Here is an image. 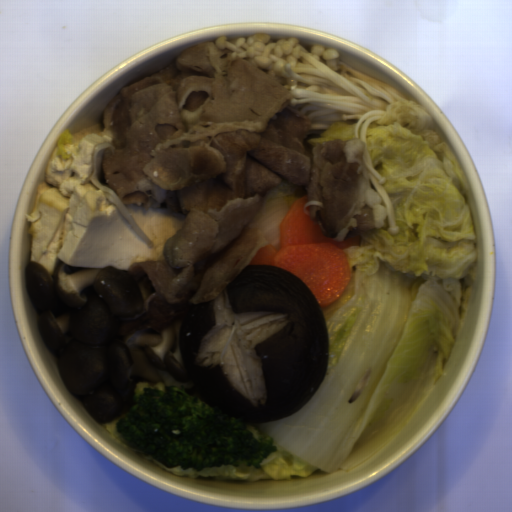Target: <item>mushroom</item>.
I'll use <instances>...</instances> for the list:
<instances>
[{
  "label": "mushroom",
  "mask_w": 512,
  "mask_h": 512,
  "mask_svg": "<svg viewBox=\"0 0 512 512\" xmlns=\"http://www.w3.org/2000/svg\"><path fill=\"white\" fill-rule=\"evenodd\" d=\"M179 350L208 406L244 424L283 420L324 383L328 323L305 281L273 264L251 263L185 316Z\"/></svg>",
  "instance_id": "mushroom-1"
}]
</instances>
